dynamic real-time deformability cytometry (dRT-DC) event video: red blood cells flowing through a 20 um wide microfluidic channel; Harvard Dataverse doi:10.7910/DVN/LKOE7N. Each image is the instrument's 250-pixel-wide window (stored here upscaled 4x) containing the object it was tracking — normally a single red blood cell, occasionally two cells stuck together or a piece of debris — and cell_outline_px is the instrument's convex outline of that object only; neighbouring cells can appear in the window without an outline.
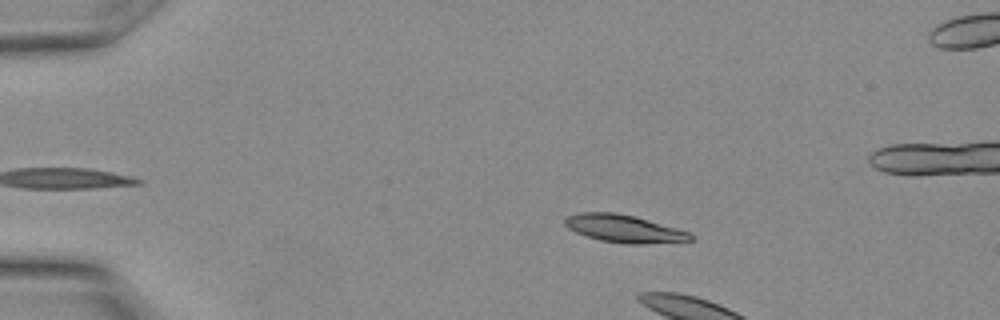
{"species": "Egyptian fruit bat (a non-hibernating species)", "species_latin": "Rousettus aegyptiacus", "temperature_condition": "warm", "stored_images_in_passage": 7, "camera_frame_rate_fps": 3000, "um_per_image_px": 0.085, "animal": {"sex": "female"}, "frame": {"image": 1, "passage_image": 5, "time_ms": 1.333, "image_size_px": [1000, 320], "cell_outline_px": [[692, 240], [640, 244], [628, 244], [600, 240], [576, 232], [568, 228], [564, 224], [564, 220], [568, 216], [580, 212], [616, 212], [632, 216], [676, 228], [688, 232], [692, 236]], "centroid_in_image_um": [52.99, 19.43], "position_along_channel_um": 32.0, "area_um2": 19.77}}